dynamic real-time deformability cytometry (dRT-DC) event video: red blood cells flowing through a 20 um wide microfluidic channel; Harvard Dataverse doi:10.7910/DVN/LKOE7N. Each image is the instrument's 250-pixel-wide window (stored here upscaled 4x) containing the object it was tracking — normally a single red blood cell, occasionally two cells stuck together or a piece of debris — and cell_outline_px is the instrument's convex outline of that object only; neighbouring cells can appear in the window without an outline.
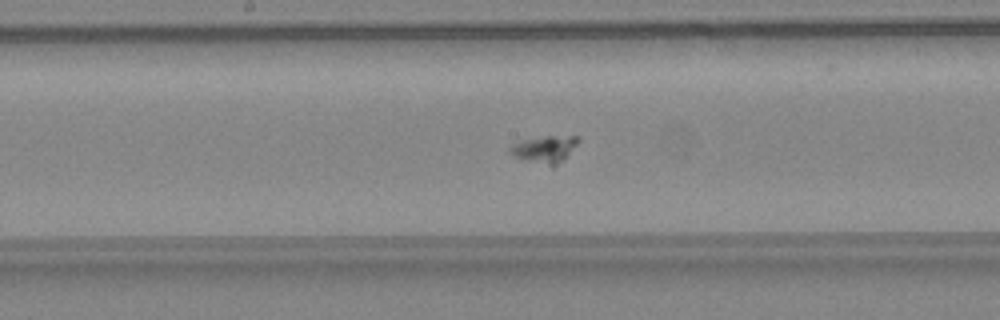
{"species": "common noctule bat (a hibernating species)", "species_latin": "Nyctalus noctula", "temperature_condition": "warm", "stored_images_in_passage": 37, "camera_frame_rate_fps": 3000, "um_per_image_px": 0.085, "animal": {"sex": "female", "body_mass_g": 24.6, "forearm_length_mm": 56.2}, "frame": {"image": 1, "passage_image": 16, "time_ms": 5.0, "image_size_px": [1000, 320], "cell_outline_px": [[580, 140], [556, 164], [552, 164], [524, 160], [516, 156], [508, 148], [512, 144], [520, 140], [544, 136], [580, 136]], "centroid_in_image_um": [46.26, 12.61], "position_along_channel_um": 201.9, "area_um2": 10.06}}
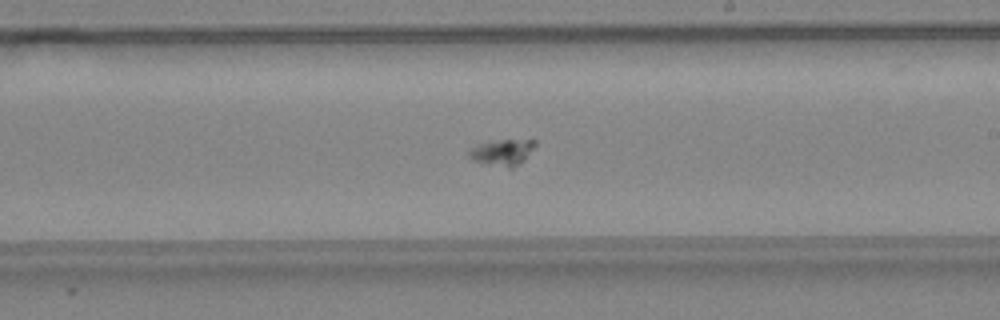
{"frame": {"image": 2, "passage_image": 19, "time_ms": 6.0, "image_size_px": [1000, 320], "cell_outline_px": [[536, 144], [524, 160], [520, 164], [512, 168], [508, 168], [472, 160], [468, 156], [468, 148], [476, 144], [500, 140], [536, 140]], "centroid_in_image_um": [42.66, 12.95], "position_along_channel_um": 246.3, "area_um2": 10.06}}
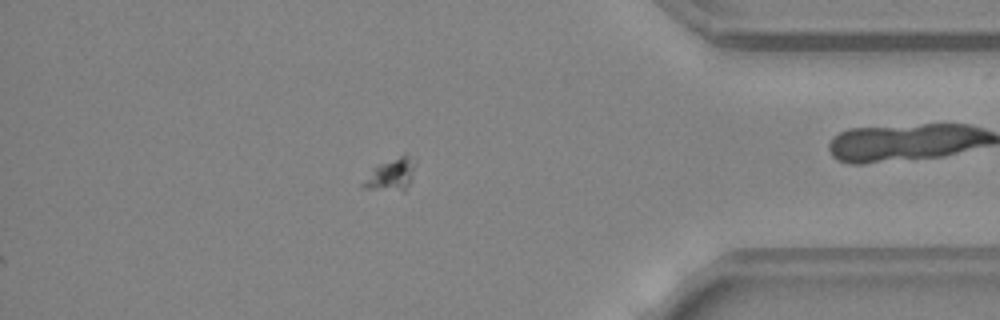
{"frame": {"image": 3, "passage_image": 31, "time_ms": 10.0, "image_size_px": [1000, 320], "cell_outline_px": [[416, 164], [412, 180], [404, 192], [364, 188], [360, 184], [372, 168], [380, 164], [400, 156], [416, 156]], "centroid_in_image_um": [33.28, 14.86], "position_along_channel_um": 401.9, "area_um2": 10.0}}